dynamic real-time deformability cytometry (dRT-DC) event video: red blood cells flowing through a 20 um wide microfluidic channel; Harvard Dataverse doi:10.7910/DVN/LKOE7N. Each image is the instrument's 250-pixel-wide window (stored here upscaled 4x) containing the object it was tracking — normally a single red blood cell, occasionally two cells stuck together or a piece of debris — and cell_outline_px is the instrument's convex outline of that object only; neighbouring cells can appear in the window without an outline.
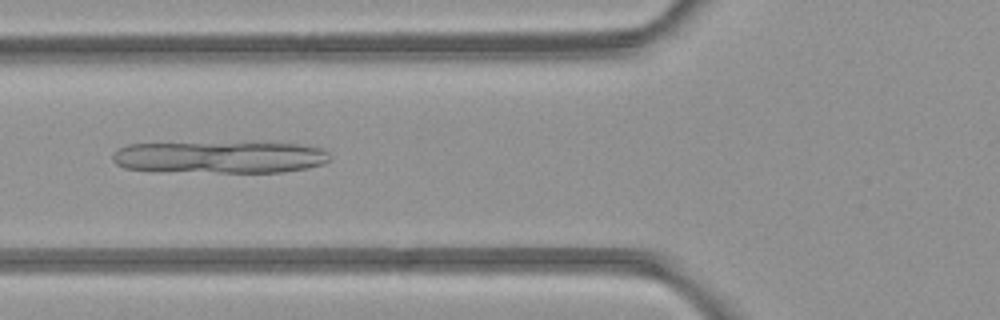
{"species": "common noctule bat (a hibernating species)", "species_latin": "Nyctalus noctula", "temperature_condition": "room temperature", "stored_images_in_passage": 4, "camera_frame_rate_fps": 3000, "um_per_image_px": 0.085, "animal": {"sex": "female", "body_mass_g": 21.9}, "frame": {"image": 1, "passage_image": 4, "time_ms": 4.333, "image_size_px": [1000, 320], "cell_outline_px": [[332, 156], [324, 164], [308, 168], [284, 172], [220, 172], [124, 168], [116, 164], [112, 160], [112, 156], [116, 148], [128, 144], [244, 140], [256, 140], [304, 144], [324, 148]], "centroid_in_image_um": [18.82, 13.29], "position_along_channel_um": 107.0, "area_um2": 42.31}}